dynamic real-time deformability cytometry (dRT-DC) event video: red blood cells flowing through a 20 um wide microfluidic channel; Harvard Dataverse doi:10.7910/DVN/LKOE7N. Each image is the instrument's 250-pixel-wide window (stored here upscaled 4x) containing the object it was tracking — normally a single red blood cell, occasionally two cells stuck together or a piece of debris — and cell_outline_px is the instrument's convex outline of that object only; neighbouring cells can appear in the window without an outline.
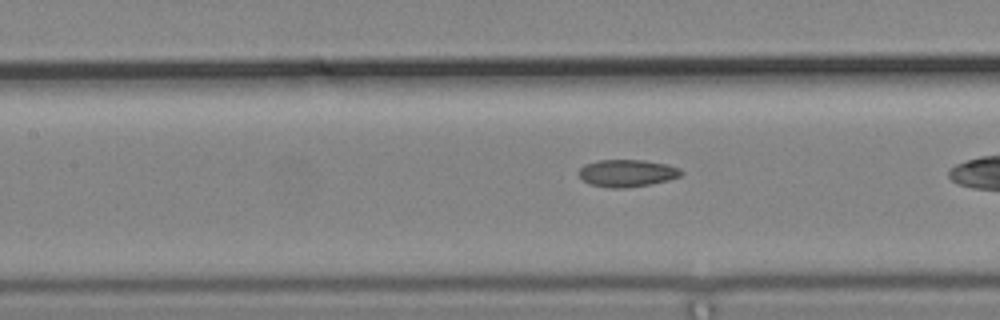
{"species": "common noctule bat (a hibernating species)", "species_latin": "Nyctalus noctula", "temperature_condition": "cold", "stored_images_in_passage": 31, "camera_frame_rate_fps": 3000, "um_per_image_px": 0.085, "animal": {"sex": "male", "body_mass_g": 19.2, "forearm_length_mm": 51.8}, "frame": {"image": 1, "passage_image": 18, "time_ms": 5.667, "image_size_px": [1000, 320], "cell_outline_px": [[684, 172], [680, 176], [668, 180], [652, 184], [624, 188], [608, 188], [588, 184], [576, 172], [584, 164], [600, 160], [644, 160], [668, 164], [680, 168]], "centroid_in_image_um": [53.3, 14.72], "position_along_channel_um": 154.1, "area_um2": 16.47}}